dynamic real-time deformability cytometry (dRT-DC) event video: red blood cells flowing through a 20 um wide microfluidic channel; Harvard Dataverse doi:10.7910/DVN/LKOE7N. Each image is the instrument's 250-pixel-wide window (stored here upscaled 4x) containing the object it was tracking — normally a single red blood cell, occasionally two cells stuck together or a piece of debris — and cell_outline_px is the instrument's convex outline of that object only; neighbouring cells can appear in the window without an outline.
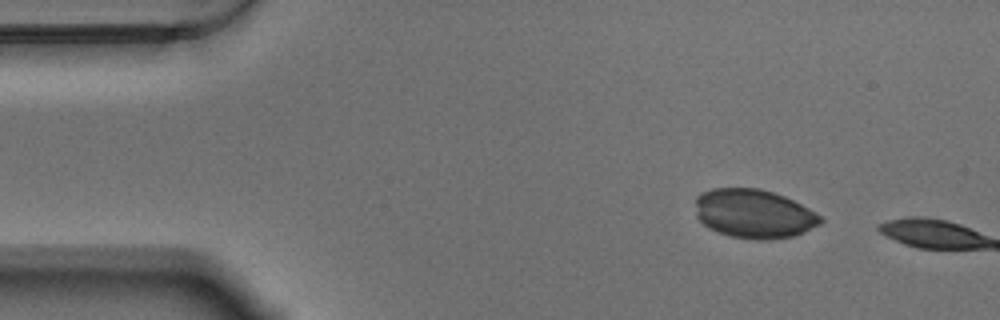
{"species": "Egyptian fruit bat (a non-hibernating species)", "species_latin": "Rousettus aegyptiacus", "temperature_condition": "warm", "stored_images_in_passage": 2, "camera_frame_rate_fps": 3000, "um_per_image_px": 0.085, "animal": {"sex": "male"}, "frame": {"image": 1, "passage_image": 1, "time_ms": 0.0, "image_size_px": [1000, 320], "cell_outline_px": [[824, 220], [820, 224], [804, 232], [792, 236], [764, 240], [752, 240], [732, 236], [708, 228], [696, 216], [696, 196], [700, 192], [712, 188], [760, 188], [784, 196], [808, 208], [820, 216]], "centroid_in_image_um": [64.06, 18.16], "position_along_channel_um": 20.9, "area_um2": 35.6}}